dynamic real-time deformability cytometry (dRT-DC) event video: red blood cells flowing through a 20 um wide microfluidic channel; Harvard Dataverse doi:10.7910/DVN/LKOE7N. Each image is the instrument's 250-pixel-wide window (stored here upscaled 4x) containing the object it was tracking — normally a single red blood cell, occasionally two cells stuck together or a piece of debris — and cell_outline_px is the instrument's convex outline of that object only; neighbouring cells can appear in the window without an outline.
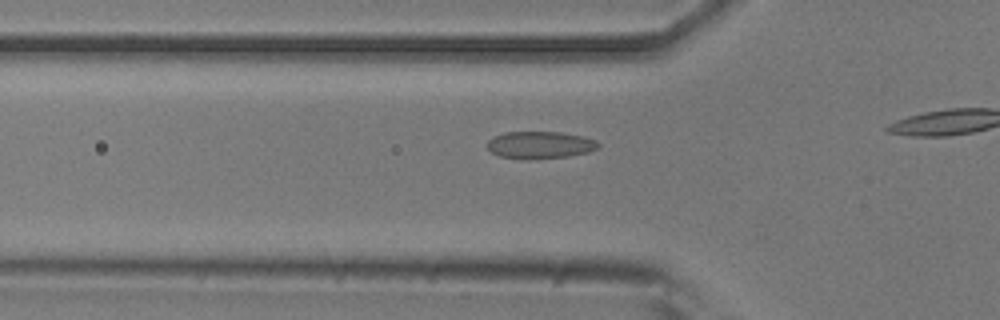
{"species": "common noctule bat (a hibernating species)", "species_latin": "Nyctalus noctula", "temperature_condition": "room temperature", "stored_images_in_passage": 18, "camera_frame_rate_fps": 3000, "um_per_image_px": 0.085, "animal": {"sex": "male", "body_mass_g": 20.5, "forearm_length_mm": 52.5}, "frame": {"image": 1, "passage_image": 13, "time_ms": 4.0, "image_size_px": [1000, 320], "cell_outline_px": [[600, 148], [588, 152], [568, 156], [500, 156], [492, 152], [488, 148], [488, 140], [492, 136], [504, 132], [560, 132], [584, 136], [596, 140], [600, 144]], "centroid_in_image_um": [45.96, 12.26], "position_along_channel_um": 79.8, "area_um2": 16.82}}
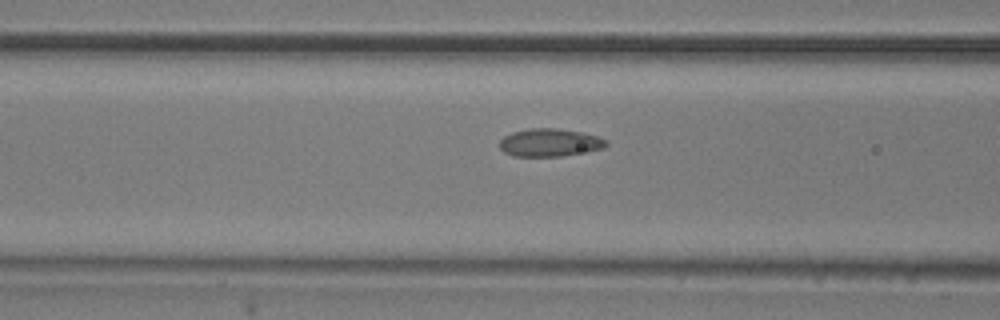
{"frame": {"image": 2, "passage_image": 16, "time_ms": 5.0, "image_size_px": [1000, 320], "cell_outline_px": [[608, 144], [604, 148], [560, 156], [512, 156], [504, 152], [500, 148], [500, 140], [504, 136], [512, 132], [532, 128], [556, 128], [580, 132], [596, 136], [608, 140]], "centroid_in_image_um": [46.71, 12.12], "position_along_channel_um": 119.9, "area_um2": 17.17}}